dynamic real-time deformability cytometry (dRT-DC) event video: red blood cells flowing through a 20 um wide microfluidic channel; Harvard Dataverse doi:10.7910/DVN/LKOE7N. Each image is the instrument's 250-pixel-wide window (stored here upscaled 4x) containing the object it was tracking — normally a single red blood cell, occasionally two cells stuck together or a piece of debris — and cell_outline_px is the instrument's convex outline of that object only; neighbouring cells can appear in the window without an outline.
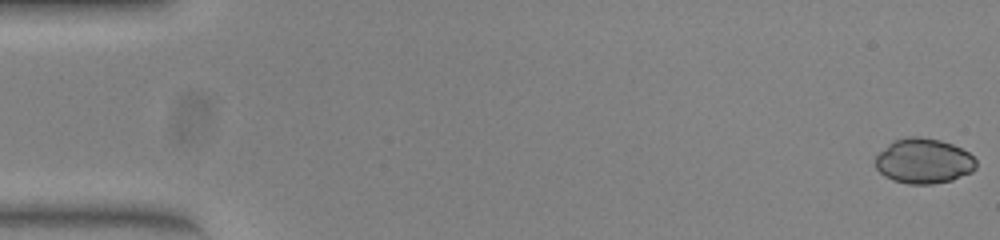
{"species": "common noctule bat (a hibernating species)", "species_latin": "Nyctalus noctula", "temperature_condition": "warm", "stored_images_in_passage": 53, "camera_frame_rate_fps": 3000, "um_per_image_px": 0.085, "animal": {"sex": "female", "body_mass_g": 23.0, "forearm_length_mm": 53.4}, "frame": {"image": 1, "passage_image": 1, "time_ms": 0.0, "image_size_px": [1000, 240], "cell_outline_px": [[976, 168], [972, 172], [952, 180], [932, 184], [908, 184], [892, 180], [884, 176], [876, 168], [876, 156], [888, 144], [896, 140], [908, 136], [916, 136], [940, 140], [952, 144], [968, 152], [976, 160]], "centroid_in_image_um": [78.52, 13.7], "position_along_channel_um": 6.5, "area_um2": 26.41}}
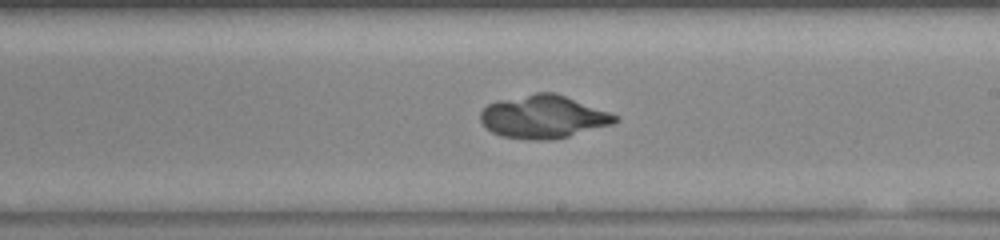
{"frame": {"image": 2, "passage_image": 31, "time_ms": 10.0, "image_size_px": [1000, 240], "cell_outline_px": [[620, 120], [612, 124], [568, 136], [548, 140], [528, 140], [500, 136], [492, 132], [480, 120], [480, 112], [488, 104], [496, 100], [536, 92], [552, 92], [564, 96], [620, 116]], "centroid_in_image_um": [46.16, 9.93], "position_along_channel_um": 242.8, "area_um2": 33.58}}
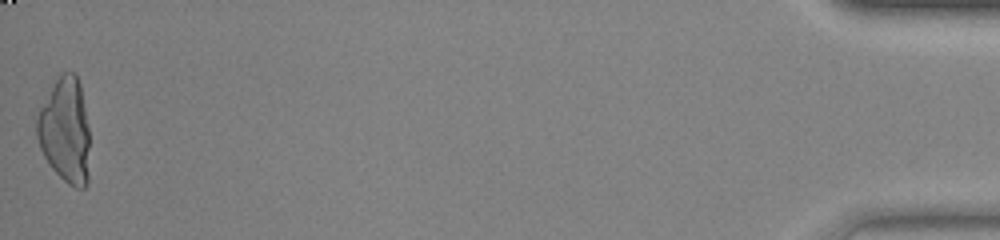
{"frame": {"image": 3, "passage_image": 53, "time_ms": 17.333, "image_size_px": [1000, 240], "cell_outline_px": [[88, 184], [84, 188], [76, 188], [68, 184], [48, 164], [40, 148], [36, 136], [36, 120], [40, 108], [56, 80], [64, 72], [76, 72], [80, 84], [88, 128]], "centroid_in_image_um": [5.53, 11.12], "position_along_channel_um": 429.7, "area_um2": 32.08}}